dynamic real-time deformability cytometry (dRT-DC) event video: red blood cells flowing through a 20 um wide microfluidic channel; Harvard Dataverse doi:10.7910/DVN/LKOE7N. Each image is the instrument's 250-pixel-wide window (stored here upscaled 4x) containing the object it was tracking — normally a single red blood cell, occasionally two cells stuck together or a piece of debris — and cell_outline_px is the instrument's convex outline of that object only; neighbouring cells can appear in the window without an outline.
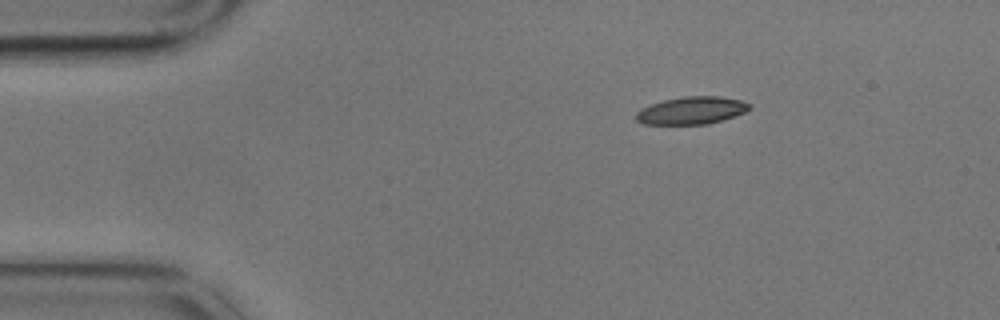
{"species": "common noctule bat (a hibernating species)", "species_latin": "Nyctalus noctula", "temperature_condition": "cold", "stored_images_in_passage": 2, "camera_frame_rate_fps": 3000, "um_per_image_px": 0.085, "animal": {"sex": "male", "body_mass_g": 17.9}, "frame": {"image": 1, "passage_image": 1, "time_ms": 0.0, "image_size_px": [1000, 320], "cell_outline_px": [[752, 108], [744, 112], [708, 124], [644, 124], [636, 120], [636, 112], [640, 108], [664, 100], [684, 96], [720, 96], [740, 100], [748, 104]], "centroid_in_image_um": [58.75, 9.38], "position_along_channel_um": 26.3, "area_um2": 17.98}}